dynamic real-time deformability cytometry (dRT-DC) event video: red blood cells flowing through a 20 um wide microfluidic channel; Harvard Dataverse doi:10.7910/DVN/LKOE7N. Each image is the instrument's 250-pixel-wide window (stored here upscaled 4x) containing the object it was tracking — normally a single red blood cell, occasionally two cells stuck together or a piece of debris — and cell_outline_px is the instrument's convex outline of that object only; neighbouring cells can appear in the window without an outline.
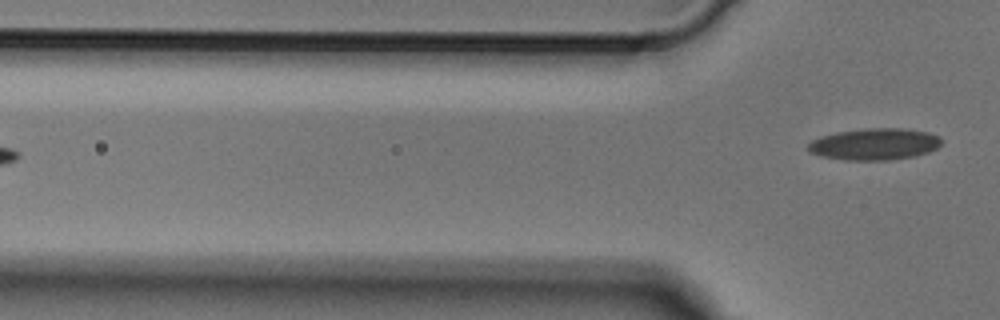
{"species": "Egyptian fruit bat (a non-hibernating species)", "species_latin": "Rousettus aegyptiacus", "temperature_condition": "cold", "stored_images_in_passage": 5, "camera_frame_rate_fps": 3000, "um_per_image_px": 0.085, "animal": {"sex": "male"}, "frame": {"image": 1, "passage_image": 5, "time_ms": 1.333, "image_size_px": [1000, 320], "cell_outline_px": [[940, 144], [936, 148], [928, 152], [916, 156], [888, 160], [844, 160], [820, 156], [808, 152], [808, 144], [812, 140], [820, 136], [836, 132], [864, 128], [904, 128], [928, 132], [940, 136]], "centroid_in_image_um": [74.31, 12.25], "position_along_channel_um": 51.5, "area_um2": 24.8}}